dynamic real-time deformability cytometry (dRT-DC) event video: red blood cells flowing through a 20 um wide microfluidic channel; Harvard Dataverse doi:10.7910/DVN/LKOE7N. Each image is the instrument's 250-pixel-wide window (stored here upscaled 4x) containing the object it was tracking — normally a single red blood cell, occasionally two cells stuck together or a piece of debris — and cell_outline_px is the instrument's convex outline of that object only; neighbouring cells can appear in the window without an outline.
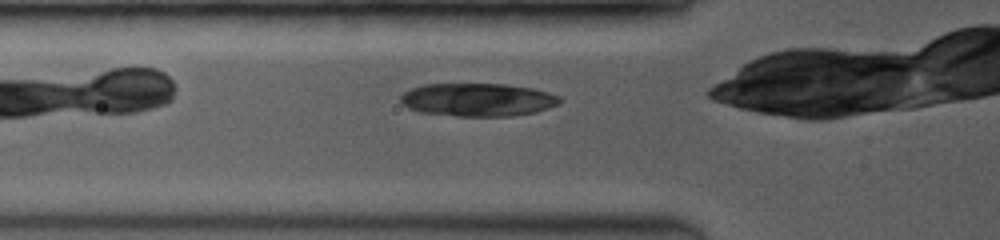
{"species": "common noctule bat (a hibernating species)", "species_latin": "Nyctalus noctula", "temperature_condition": "room temperature", "stored_images_in_passage": 9, "camera_frame_rate_fps": 3500, "um_per_image_px": 0.085, "animal": {"sex": "female", "body_mass_g": 19.0, "forearm_length_mm": 53.3}, "frame": {"image": 1, "passage_image": 3, "time_ms": 0.571, "image_size_px": [1000, 240], "cell_outline_px": [[560, 104], [536, 112], [512, 116], [456, 116], [420, 112], [408, 108], [400, 104], [400, 96], [404, 92], [412, 88], [424, 84], [504, 84], [532, 88], [548, 92], [560, 96]], "centroid_in_image_um": [40.59, 8.48], "position_along_channel_um": 85.2, "area_um2": 30.87}}
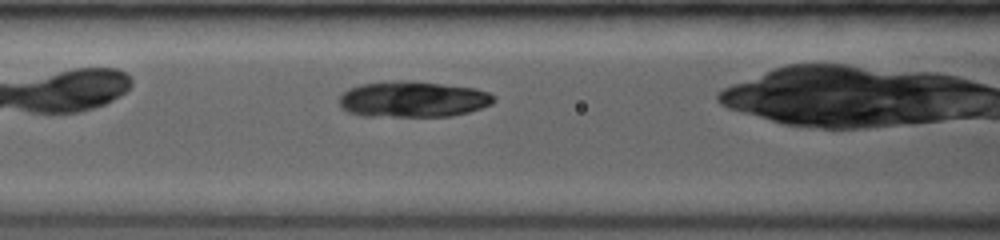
{"frame": {"image": 2, "passage_image": 6, "time_ms": 1.714, "image_size_px": [1000, 240], "cell_outline_px": [[496, 100], [492, 104], [468, 112], [452, 116], [364, 116], [348, 112], [340, 108], [340, 96], [348, 88], [360, 84], [392, 80], [404, 80], [476, 88], [488, 92], [496, 96]], "centroid_in_image_um": [35.09, 8.43], "position_along_channel_um": 131.5, "area_um2": 32.54}}
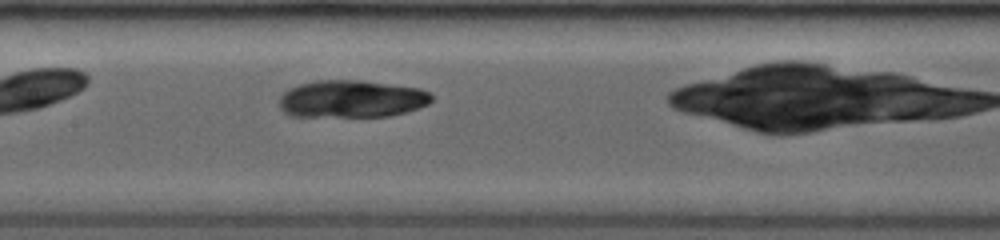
{"frame": {"image": 3, "passage_image": 9, "time_ms": 2.857, "image_size_px": [1000, 240], "cell_outline_px": [[432, 100], [428, 104], [420, 108], [392, 116], [292, 116], [284, 112], [280, 108], [280, 96], [288, 88], [300, 84], [316, 80], [364, 80], [420, 88], [428, 92], [432, 96]], "centroid_in_image_um": [29.9, 8.4], "position_along_channel_um": 177.5, "area_um2": 33.41}}